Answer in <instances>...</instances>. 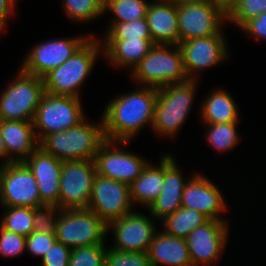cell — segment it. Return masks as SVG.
Here are the masks:
<instances>
[{
	"mask_svg": "<svg viewBox=\"0 0 266 266\" xmlns=\"http://www.w3.org/2000/svg\"><path fill=\"white\" fill-rule=\"evenodd\" d=\"M196 80L167 84L157 89L152 128L161 136H173L184 125L192 107Z\"/></svg>",
	"mask_w": 266,
	"mask_h": 266,
	"instance_id": "cell-5",
	"label": "cell"
},
{
	"mask_svg": "<svg viewBox=\"0 0 266 266\" xmlns=\"http://www.w3.org/2000/svg\"><path fill=\"white\" fill-rule=\"evenodd\" d=\"M94 37L91 35L68 60L42 77L45 92L80 97L79 87L91 73L99 53L103 52L102 43Z\"/></svg>",
	"mask_w": 266,
	"mask_h": 266,
	"instance_id": "cell-3",
	"label": "cell"
},
{
	"mask_svg": "<svg viewBox=\"0 0 266 266\" xmlns=\"http://www.w3.org/2000/svg\"><path fill=\"white\" fill-rule=\"evenodd\" d=\"M17 0H0V33L5 29L8 17L14 14Z\"/></svg>",
	"mask_w": 266,
	"mask_h": 266,
	"instance_id": "cell-41",
	"label": "cell"
},
{
	"mask_svg": "<svg viewBox=\"0 0 266 266\" xmlns=\"http://www.w3.org/2000/svg\"><path fill=\"white\" fill-rule=\"evenodd\" d=\"M154 221L138 212L112 221L108 225L113 229L116 244L111 249L122 252H148L156 231Z\"/></svg>",
	"mask_w": 266,
	"mask_h": 266,
	"instance_id": "cell-16",
	"label": "cell"
},
{
	"mask_svg": "<svg viewBox=\"0 0 266 266\" xmlns=\"http://www.w3.org/2000/svg\"><path fill=\"white\" fill-rule=\"evenodd\" d=\"M240 30L245 31L256 39H266V12L247 21Z\"/></svg>",
	"mask_w": 266,
	"mask_h": 266,
	"instance_id": "cell-40",
	"label": "cell"
},
{
	"mask_svg": "<svg viewBox=\"0 0 266 266\" xmlns=\"http://www.w3.org/2000/svg\"><path fill=\"white\" fill-rule=\"evenodd\" d=\"M151 266H193L186 239L155 233L148 249Z\"/></svg>",
	"mask_w": 266,
	"mask_h": 266,
	"instance_id": "cell-23",
	"label": "cell"
},
{
	"mask_svg": "<svg viewBox=\"0 0 266 266\" xmlns=\"http://www.w3.org/2000/svg\"><path fill=\"white\" fill-rule=\"evenodd\" d=\"M80 101L77 97L45 92L32 121L37 141L40 143L47 135L65 131L86 119Z\"/></svg>",
	"mask_w": 266,
	"mask_h": 266,
	"instance_id": "cell-7",
	"label": "cell"
},
{
	"mask_svg": "<svg viewBox=\"0 0 266 266\" xmlns=\"http://www.w3.org/2000/svg\"><path fill=\"white\" fill-rule=\"evenodd\" d=\"M163 1L170 2L178 6L181 4L191 3V2H203L205 0H163Z\"/></svg>",
	"mask_w": 266,
	"mask_h": 266,
	"instance_id": "cell-43",
	"label": "cell"
},
{
	"mask_svg": "<svg viewBox=\"0 0 266 266\" xmlns=\"http://www.w3.org/2000/svg\"><path fill=\"white\" fill-rule=\"evenodd\" d=\"M104 266H151L145 252H122L108 248Z\"/></svg>",
	"mask_w": 266,
	"mask_h": 266,
	"instance_id": "cell-35",
	"label": "cell"
},
{
	"mask_svg": "<svg viewBox=\"0 0 266 266\" xmlns=\"http://www.w3.org/2000/svg\"><path fill=\"white\" fill-rule=\"evenodd\" d=\"M1 227L13 233L29 236L34 231L33 208L31 207H5Z\"/></svg>",
	"mask_w": 266,
	"mask_h": 266,
	"instance_id": "cell-29",
	"label": "cell"
},
{
	"mask_svg": "<svg viewBox=\"0 0 266 266\" xmlns=\"http://www.w3.org/2000/svg\"><path fill=\"white\" fill-rule=\"evenodd\" d=\"M145 0H104V14L108 10L115 14L113 22H128L146 18L148 5Z\"/></svg>",
	"mask_w": 266,
	"mask_h": 266,
	"instance_id": "cell-28",
	"label": "cell"
},
{
	"mask_svg": "<svg viewBox=\"0 0 266 266\" xmlns=\"http://www.w3.org/2000/svg\"><path fill=\"white\" fill-rule=\"evenodd\" d=\"M226 222L209 219L189 234L186 241L193 266H209L221 257L229 231Z\"/></svg>",
	"mask_w": 266,
	"mask_h": 266,
	"instance_id": "cell-15",
	"label": "cell"
},
{
	"mask_svg": "<svg viewBox=\"0 0 266 266\" xmlns=\"http://www.w3.org/2000/svg\"><path fill=\"white\" fill-rule=\"evenodd\" d=\"M266 12V0H234L226 9L227 21L241 28L247 21Z\"/></svg>",
	"mask_w": 266,
	"mask_h": 266,
	"instance_id": "cell-31",
	"label": "cell"
},
{
	"mask_svg": "<svg viewBox=\"0 0 266 266\" xmlns=\"http://www.w3.org/2000/svg\"><path fill=\"white\" fill-rule=\"evenodd\" d=\"M233 99L225 90L213 91L201 107L203 121L206 124L238 122V107Z\"/></svg>",
	"mask_w": 266,
	"mask_h": 266,
	"instance_id": "cell-26",
	"label": "cell"
},
{
	"mask_svg": "<svg viewBox=\"0 0 266 266\" xmlns=\"http://www.w3.org/2000/svg\"><path fill=\"white\" fill-rule=\"evenodd\" d=\"M26 237L0 227V255L17 257L25 251Z\"/></svg>",
	"mask_w": 266,
	"mask_h": 266,
	"instance_id": "cell-37",
	"label": "cell"
},
{
	"mask_svg": "<svg viewBox=\"0 0 266 266\" xmlns=\"http://www.w3.org/2000/svg\"><path fill=\"white\" fill-rule=\"evenodd\" d=\"M106 141L103 120L90 124L83 119L76 126L65 131L47 135L40 143L47 154L60 161L94 160L100 146Z\"/></svg>",
	"mask_w": 266,
	"mask_h": 266,
	"instance_id": "cell-2",
	"label": "cell"
},
{
	"mask_svg": "<svg viewBox=\"0 0 266 266\" xmlns=\"http://www.w3.org/2000/svg\"><path fill=\"white\" fill-rule=\"evenodd\" d=\"M108 225L89 209L60 210L55 237L67 247L74 249L105 244Z\"/></svg>",
	"mask_w": 266,
	"mask_h": 266,
	"instance_id": "cell-6",
	"label": "cell"
},
{
	"mask_svg": "<svg viewBox=\"0 0 266 266\" xmlns=\"http://www.w3.org/2000/svg\"><path fill=\"white\" fill-rule=\"evenodd\" d=\"M179 42L223 35L222 22L227 21L226 8L213 0L177 6ZM221 28V29H220Z\"/></svg>",
	"mask_w": 266,
	"mask_h": 266,
	"instance_id": "cell-9",
	"label": "cell"
},
{
	"mask_svg": "<svg viewBox=\"0 0 266 266\" xmlns=\"http://www.w3.org/2000/svg\"><path fill=\"white\" fill-rule=\"evenodd\" d=\"M96 174L94 160L62 162L59 209H87Z\"/></svg>",
	"mask_w": 266,
	"mask_h": 266,
	"instance_id": "cell-10",
	"label": "cell"
},
{
	"mask_svg": "<svg viewBox=\"0 0 266 266\" xmlns=\"http://www.w3.org/2000/svg\"><path fill=\"white\" fill-rule=\"evenodd\" d=\"M56 240L55 234H43L33 231L26 237L25 248L32 255L41 256L42 258Z\"/></svg>",
	"mask_w": 266,
	"mask_h": 266,
	"instance_id": "cell-38",
	"label": "cell"
},
{
	"mask_svg": "<svg viewBox=\"0 0 266 266\" xmlns=\"http://www.w3.org/2000/svg\"><path fill=\"white\" fill-rule=\"evenodd\" d=\"M110 25L104 40L152 39L146 18Z\"/></svg>",
	"mask_w": 266,
	"mask_h": 266,
	"instance_id": "cell-30",
	"label": "cell"
},
{
	"mask_svg": "<svg viewBox=\"0 0 266 266\" xmlns=\"http://www.w3.org/2000/svg\"><path fill=\"white\" fill-rule=\"evenodd\" d=\"M216 1L217 3H220L222 6H224L226 9L229 7V5L234 1V0H213Z\"/></svg>",
	"mask_w": 266,
	"mask_h": 266,
	"instance_id": "cell-44",
	"label": "cell"
},
{
	"mask_svg": "<svg viewBox=\"0 0 266 266\" xmlns=\"http://www.w3.org/2000/svg\"><path fill=\"white\" fill-rule=\"evenodd\" d=\"M104 0H63L66 16L74 21H91L104 14Z\"/></svg>",
	"mask_w": 266,
	"mask_h": 266,
	"instance_id": "cell-33",
	"label": "cell"
},
{
	"mask_svg": "<svg viewBox=\"0 0 266 266\" xmlns=\"http://www.w3.org/2000/svg\"><path fill=\"white\" fill-rule=\"evenodd\" d=\"M103 53L111 64L119 67L136 66L154 46L152 39L104 40Z\"/></svg>",
	"mask_w": 266,
	"mask_h": 266,
	"instance_id": "cell-24",
	"label": "cell"
},
{
	"mask_svg": "<svg viewBox=\"0 0 266 266\" xmlns=\"http://www.w3.org/2000/svg\"><path fill=\"white\" fill-rule=\"evenodd\" d=\"M24 163L37 180L41 203L59 208L62 161L38 147Z\"/></svg>",
	"mask_w": 266,
	"mask_h": 266,
	"instance_id": "cell-19",
	"label": "cell"
},
{
	"mask_svg": "<svg viewBox=\"0 0 266 266\" xmlns=\"http://www.w3.org/2000/svg\"><path fill=\"white\" fill-rule=\"evenodd\" d=\"M44 93L43 79L20 69L16 80L0 94V120L33 121Z\"/></svg>",
	"mask_w": 266,
	"mask_h": 266,
	"instance_id": "cell-8",
	"label": "cell"
},
{
	"mask_svg": "<svg viewBox=\"0 0 266 266\" xmlns=\"http://www.w3.org/2000/svg\"><path fill=\"white\" fill-rule=\"evenodd\" d=\"M238 122L208 124L207 139L210 146L217 151L228 152L233 149L239 142V135L236 130Z\"/></svg>",
	"mask_w": 266,
	"mask_h": 266,
	"instance_id": "cell-32",
	"label": "cell"
},
{
	"mask_svg": "<svg viewBox=\"0 0 266 266\" xmlns=\"http://www.w3.org/2000/svg\"><path fill=\"white\" fill-rule=\"evenodd\" d=\"M128 141L106 140L96 153L94 162L98 175L130 185L149 163L120 146Z\"/></svg>",
	"mask_w": 266,
	"mask_h": 266,
	"instance_id": "cell-12",
	"label": "cell"
},
{
	"mask_svg": "<svg viewBox=\"0 0 266 266\" xmlns=\"http://www.w3.org/2000/svg\"><path fill=\"white\" fill-rule=\"evenodd\" d=\"M71 251V248L56 240L41 258L42 266H68Z\"/></svg>",
	"mask_w": 266,
	"mask_h": 266,
	"instance_id": "cell-39",
	"label": "cell"
},
{
	"mask_svg": "<svg viewBox=\"0 0 266 266\" xmlns=\"http://www.w3.org/2000/svg\"><path fill=\"white\" fill-rule=\"evenodd\" d=\"M130 186L96 174L88 208L107 225L131 213Z\"/></svg>",
	"mask_w": 266,
	"mask_h": 266,
	"instance_id": "cell-13",
	"label": "cell"
},
{
	"mask_svg": "<svg viewBox=\"0 0 266 266\" xmlns=\"http://www.w3.org/2000/svg\"><path fill=\"white\" fill-rule=\"evenodd\" d=\"M0 159L5 160L3 162V165L7 164V154H6V149H5L4 142H3V137L1 134V120H0Z\"/></svg>",
	"mask_w": 266,
	"mask_h": 266,
	"instance_id": "cell-42",
	"label": "cell"
},
{
	"mask_svg": "<svg viewBox=\"0 0 266 266\" xmlns=\"http://www.w3.org/2000/svg\"><path fill=\"white\" fill-rule=\"evenodd\" d=\"M146 20L155 44L179 43L177 5L158 0L148 5Z\"/></svg>",
	"mask_w": 266,
	"mask_h": 266,
	"instance_id": "cell-22",
	"label": "cell"
},
{
	"mask_svg": "<svg viewBox=\"0 0 266 266\" xmlns=\"http://www.w3.org/2000/svg\"><path fill=\"white\" fill-rule=\"evenodd\" d=\"M142 87L108 103L102 115L106 140L129 142L142 127L152 126L157 88Z\"/></svg>",
	"mask_w": 266,
	"mask_h": 266,
	"instance_id": "cell-1",
	"label": "cell"
},
{
	"mask_svg": "<svg viewBox=\"0 0 266 266\" xmlns=\"http://www.w3.org/2000/svg\"><path fill=\"white\" fill-rule=\"evenodd\" d=\"M179 172L175 158L164 155V185L159 196L148 207L151 217L163 219L181 207L182 194L187 183Z\"/></svg>",
	"mask_w": 266,
	"mask_h": 266,
	"instance_id": "cell-20",
	"label": "cell"
},
{
	"mask_svg": "<svg viewBox=\"0 0 266 266\" xmlns=\"http://www.w3.org/2000/svg\"><path fill=\"white\" fill-rule=\"evenodd\" d=\"M60 209L54 205L33 208V225L35 232L55 234L56 222Z\"/></svg>",
	"mask_w": 266,
	"mask_h": 266,
	"instance_id": "cell-36",
	"label": "cell"
},
{
	"mask_svg": "<svg viewBox=\"0 0 266 266\" xmlns=\"http://www.w3.org/2000/svg\"><path fill=\"white\" fill-rule=\"evenodd\" d=\"M178 46L182 53L185 72L191 80L197 79L195 72L215 66L227 59L228 49L224 35L186 40L179 42Z\"/></svg>",
	"mask_w": 266,
	"mask_h": 266,
	"instance_id": "cell-17",
	"label": "cell"
},
{
	"mask_svg": "<svg viewBox=\"0 0 266 266\" xmlns=\"http://www.w3.org/2000/svg\"><path fill=\"white\" fill-rule=\"evenodd\" d=\"M132 77L141 85L157 89L189 80L181 50L178 45L173 44H154L149 53L132 69Z\"/></svg>",
	"mask_w": 266,
	"mask_h": 266,
	"instance_id": "cell-4",
	"label": "cell"
},
{
	"mask_svg": "<svg viewBox=\"0 0 266 266\" xmlns=\"http://www.w3.org/2000/svg\"><path fill=\"white\" fill-rule=\"evenodd\" d=\"M34 131L32 121L1 120V134L6 149L7 164L24 162L39 147Z\"/></svg>",
	"mask_w": 266,
	"mask_h": 266,
	"instance_id": "cell-21",
	"label": "cell"
},
{
	"mask_svg": "<svg viewBox=\"0 0 266 266\" xmlns=\"http://www.w3.org/2000/svg\"><path fill=\"white\" fill-rule=\"evenodd\" d=\"M162 220L164 222V233L186 239L194 229L203 225L209 219L196 210L180 207Z\"/></svg>",
	"mask_w": 266,
	"mask_h": 266,
	"instance_id": "cell-27",
	"label": "cell"
},
{
	"mask_svg": "<svg viewBox=\"0 0 266 266\" xmlns=\"http://www.w3.org/2000/svg\"><path fill=\"white\" fill-rule=\"evenodd\" d=\"M164 185V155L159 166L148 163L141 175L130 186V196L133 204L140 203L149 207L159 196Z\"/></svg>",
	"mask_w": 266,
	"mask_h": 266,
	"instance_id": "cell-25",
	"label": "cell"
},
{
	"mask_svg": "<svg viewBox=\"0 0 266 266\" xmlns=\"http://www.w3.org/2000/svg\"><path fill=\"white\" fill-rule=\"evenodd\" d=\"M105 246L98 244L72 249L68 266H104L107 251Z\"/></svg>",
	"mask_w": 266,
	"mask_h": 266,
	"instance_id": "cell-34",
	"label": "cell"
},
{
	"mask_svg": "<svg viewBox=\"0 0 266 266\" xmlns=\"http://www.w3.org/2000/svg\"><path fill=\"white\" fill-rule=\"evenodd\" d=\"M190 178L184 187L181 207L196 210L208 219L224 220L220 214L226 210V203L220 189L201 174Z\"/></svg>",
	"mask_w": 266,
	"mask_h": 266,
	"instance_id": "cell-18",
	"label": "cell"
},
{
	"mask_svg": "<svg viewBox=\"0 0 266 266\" xmlns=\"http://www.w3.org/2000/svg\"><path fill=\"white\" fill-rule=\"evenodd\" d=\"M90 36L53 39L39 43L23 60L21 69L26 73L42 78L50 70L57 68L68 60Z\"/></svg>",
	"mask_w": 266,
	"mask_h": 266,
	"instance_id": "cell-14",
	"label": "cell"
},
{
	"mask_svg": "<svg viewBox=\"0 0 266 266\" xmlns=\"http://www.w3.org/2000/svg\"><path fill=\"white\" fill-rule=\"evenodd\" d=\"M0 166V203L4 207L43 206L37 180L24 162Z\"/></svg>",
	"mask_w": 266,
	"mask_h": 266,
	"instance_id": "cell-11",
	"label": "cell"
}]
</instances>
